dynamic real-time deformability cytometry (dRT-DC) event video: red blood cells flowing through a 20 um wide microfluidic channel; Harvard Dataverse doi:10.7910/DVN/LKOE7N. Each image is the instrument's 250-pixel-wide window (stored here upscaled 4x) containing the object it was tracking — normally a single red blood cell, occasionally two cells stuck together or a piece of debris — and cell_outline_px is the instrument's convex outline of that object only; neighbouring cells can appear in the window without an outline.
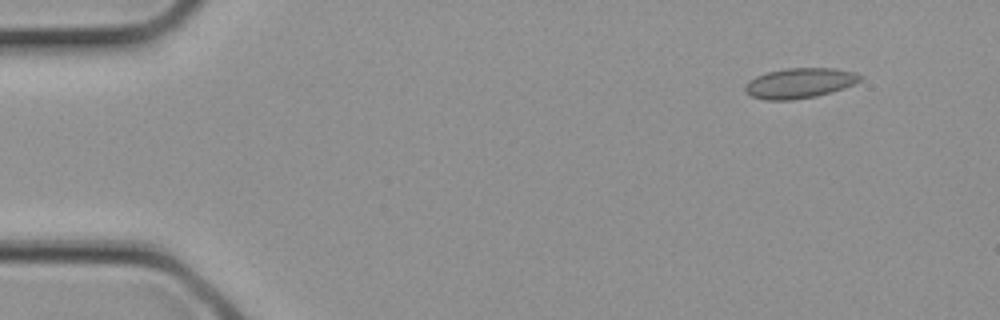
{"species": "common noctule bat (a hibernating species)", "species_latin": "Nyctalus noctula", "temperature_condition": "cold", "stored_images_in_passage": 3, "camera_frame_rate_fps": 3000, "um_per_image_px": 0.085, "animal": {"sex": "female", "body_mass_g": 21.9}, "frame": {"image": 1, "passage_image": 1, "time_ms": 0.0, "image_size_px": [1000, 320], "cell_outline_px": [[864, 76], [860, 80], [844, 88], [832, 92], [816, 96], [792, 100], [764, 100], [752, 96], [744, 92], [744, 84], [748, 80], [756, 76], [768, 72], [784, 68], [836, 68], [856, 72]], "centroid_in_image_um": [67.95, 7.06], "position_along_channel_um": 17.1, "area_um2": 20.46}}